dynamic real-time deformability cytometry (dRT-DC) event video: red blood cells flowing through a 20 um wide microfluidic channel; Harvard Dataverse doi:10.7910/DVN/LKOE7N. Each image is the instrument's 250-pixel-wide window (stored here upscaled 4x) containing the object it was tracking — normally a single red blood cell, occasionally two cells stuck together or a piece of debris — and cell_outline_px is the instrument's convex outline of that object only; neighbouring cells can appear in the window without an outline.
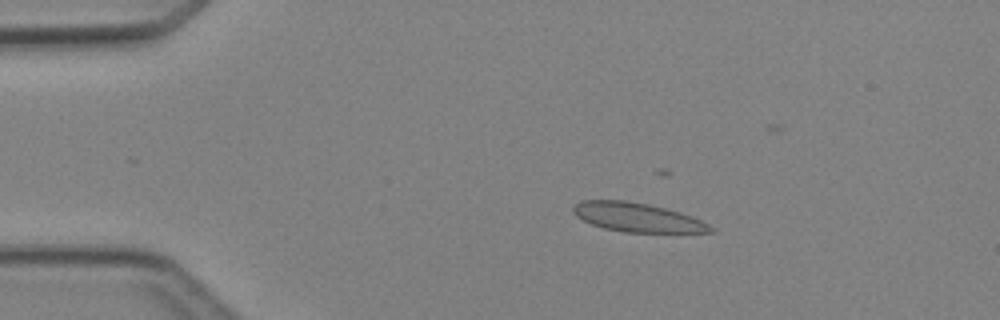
{"species": "Egyptian fruit bat (a non-hibernating species)", "species_latin": "Rousettus aegyptiacus", "temperature_condition": "cold", "stored_images_in_passage": 5, "camera_frame_rate_fps": 3000, "um_per_image_px": 0.085, "animal": {"sex": "female"}, "frame": {"image": 1, "passage_image": 2, "time_ms": 1.333, "image_size_px": [1000, 320], "cell_outline_px": [[712, 232], [624, 232], [604, 228], [592, 224], [576, 216], [572, 212], [572, 208], [580, 200], [628, 200], [648, 204], [680, 212], [692, 216], [708, 224], [712, 228]], "centroid_in_image_um": [54.12, 18.46], "position_along_channel_um": 30.9, "area_um2": 23.0}}
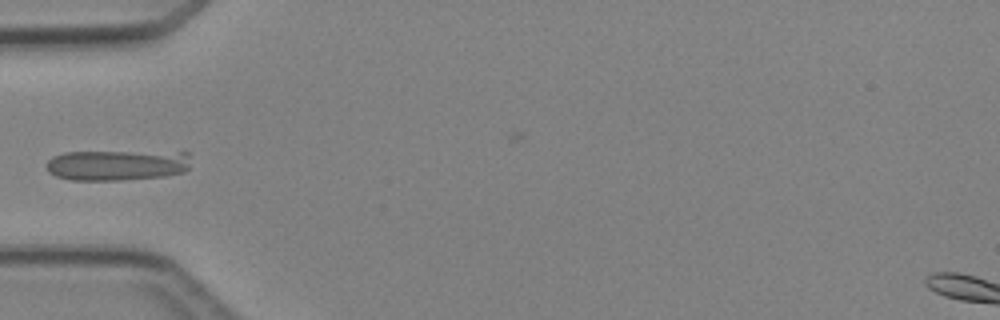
{"frame": {"image": 2, "passage_image": 4, "time_ms": 3.667, "image_size_px": [1000, 320], "cell_outline_px": [[188, 168], [184, 172], [164, 176], [120, 180], [72, 180], [56, 176], [48, 172], [44, 164], [52, 156], [64, 152], [188, 152]], "centroid_in_image_um": [9.89, 14.03], "position_along_channel_um": 75.1, "area_um2": 25.78}}
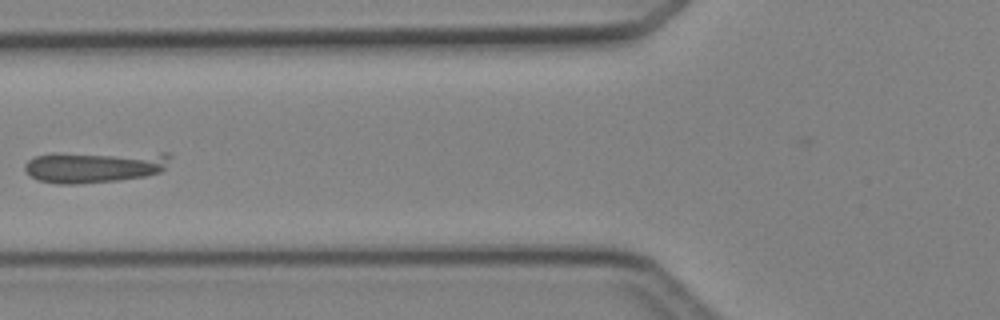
{"frame": {"image": 3, "passage_image": 5, "time_ms": 4.667, "image_size_px": [1000, 320], "cell_outline_px": [[172, 156], [164, 168], [160, 172], [144, 176], [116, 180], [76, 184], [56, 184], [36, 180], [24, 172], [24, 164], [28, 160], [36, 156], [160, 152], [168, 152]], "centroid_in_image_um": [8.07, 14.2], "position_along_channel_um": 117.7, "area_um2": 26.13}}